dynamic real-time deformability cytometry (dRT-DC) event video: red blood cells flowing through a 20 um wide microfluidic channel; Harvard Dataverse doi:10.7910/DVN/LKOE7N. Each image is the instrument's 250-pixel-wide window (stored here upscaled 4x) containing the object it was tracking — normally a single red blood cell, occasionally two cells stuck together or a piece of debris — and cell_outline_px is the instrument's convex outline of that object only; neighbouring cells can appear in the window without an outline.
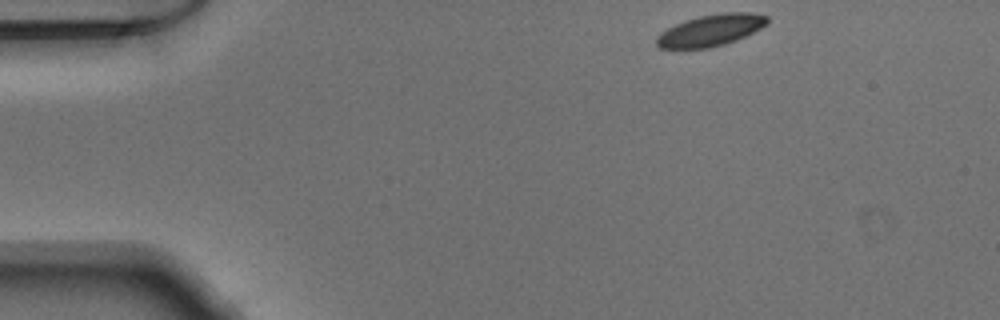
{"species": "Egyptian fruit bat (a non-hibernating species)", "species_latin": "Rousettus aegyptiacus", "temperature_condition": "warm", "stored_images_in_passage": 45, "camera_frame_rate_fps": 3000, "um_per_image_px": 0.085, "animal": {"sex": "male"}, "frame": {"image": 1, "passage_image": 1, "time_ms": 0.0, "image_size_px": [1000, 320], "cell_outline_px": [[768, 24], [736, 40], [724, 44], [708, 48], [660, 48], [656, 44], [656, 36], [660, 32], [676, 24], [700, 16], [724, 12], [752, 12], [768, 16]], "centroid_in_image_um": [60.42, 2.57], "position_along_channel_um": 24.6, "area_um2": 20.17}}
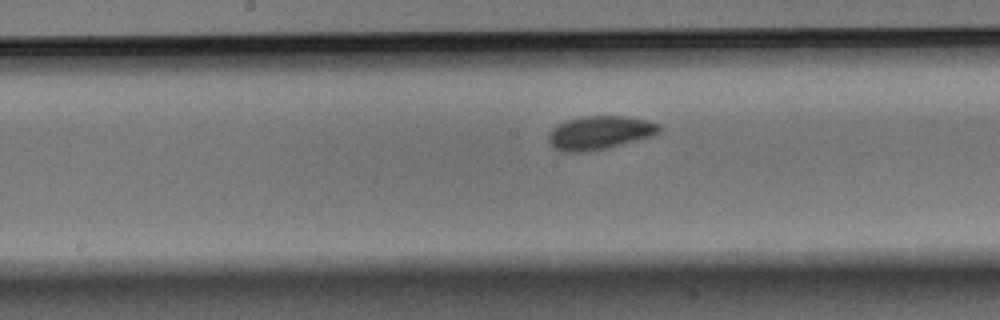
{"frame": {"image": 2, "passage_image": 20, "time_ms": 6.333, "image_size_px": [1000, 320], "cell_outline_px": [[660, 128], [652, 136], [608, 148], [584, 152], [564, 152], [556, 148], [548, 140], [548, 136], [552, 128], [568, 120], [584, 116], [624, 116], [648, 120], [660, 124]], "centroid_in_image_um": [50.98, 11.28], "position_along_channel_um": 197.2, "area_um2": 21.39}}
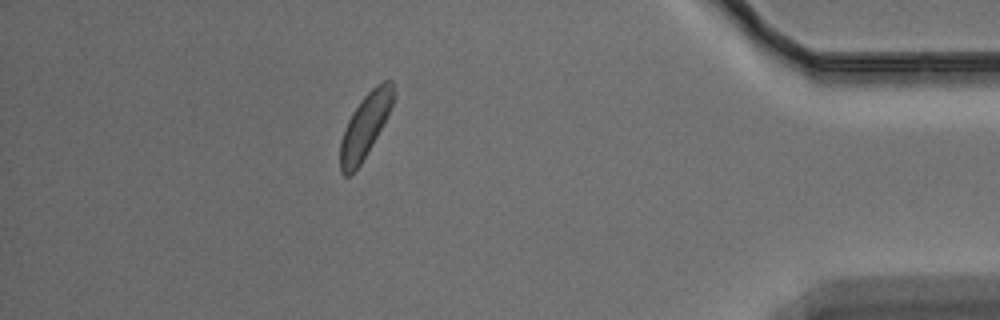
{"frame": {"image": 3, "passage_image": 39, "time_ms": 12.667, "image_size_px": [1000, 320], "cell_outline_px": [[396, 92], [392, 104], [372, 144], [360, 164], [348, 176], [344, 176], [340, 172], [340, 140], [344, 128], [352, 112], [360, 100], [376, 84], [384, 80], [392, 80]], "centroid_in_image_um": [31.01, 10.66], "position_along_channel_um": 404.2, "area_um2": 19.54}}